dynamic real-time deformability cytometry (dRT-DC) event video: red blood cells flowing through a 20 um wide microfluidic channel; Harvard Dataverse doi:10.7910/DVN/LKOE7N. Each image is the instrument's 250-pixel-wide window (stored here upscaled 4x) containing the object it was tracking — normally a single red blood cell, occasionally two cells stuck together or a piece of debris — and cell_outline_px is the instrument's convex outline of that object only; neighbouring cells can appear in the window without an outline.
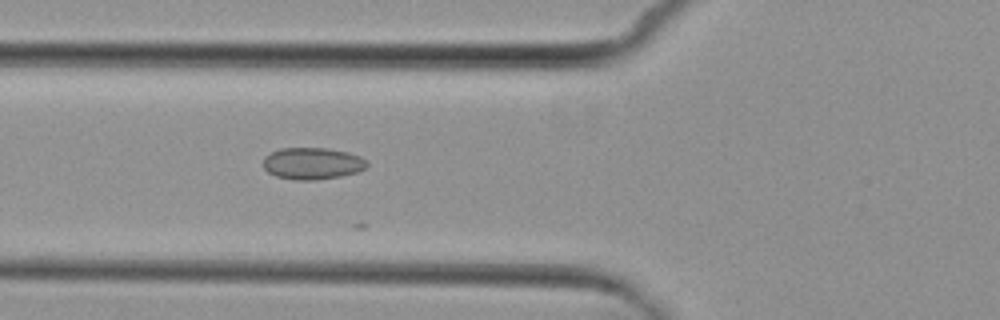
{"species": "common noctule bat (a hibernating species)", "species_latin": "Nyctalus noctula", "temperature_condition": "cold", "stored_images_in_passage": 2, "camera_frame_rate_fps": 3000, "um_per_image_px": 0.085, "animal": {"sex": "female", "body_mass_g": 29.2, "forearm_length_mm": 56.3}, "frame": {"image": 1, "passage_image": 2, "time_ms": 1.0, "image_size_px": [1000, 320], "cell_outline_px": [[368, 164], [364, 168], [356, 172], [340, 176], [316, 180], [296, 180], [276, 176], [268, 172], [264, 168], [264, 156], [280, 148], [328, 148], [348, 152], [360, 156], [368, 160]], "centroid_in_image_um": [26.56, 13.89], "position_along_channel_um": 99.2, "area_um2": 19.25}}